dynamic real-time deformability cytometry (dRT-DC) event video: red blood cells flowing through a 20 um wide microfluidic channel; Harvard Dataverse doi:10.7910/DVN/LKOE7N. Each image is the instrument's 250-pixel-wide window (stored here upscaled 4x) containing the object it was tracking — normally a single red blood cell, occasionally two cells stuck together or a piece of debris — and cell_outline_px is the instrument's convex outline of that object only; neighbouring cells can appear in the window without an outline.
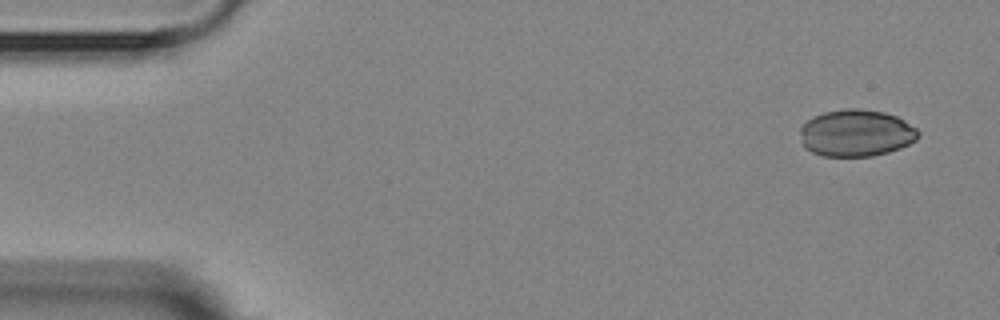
{"species": "Egyptian fruit bat (a non-hibernating species)", "species_latin": "Rousettus aegyptiacus", "temperature_condition": "room temperature", "stored_images_in_passage": 7, "camera_frame_rate_fps": 3000, "um_per_image_px": 0.085, "animal": {"sex": "female"}, "frame": {"image": 1, "passage_image": 1, "time_ms": 0.0, "image_size_px": [1000, 320], "cell_outline_px": [[920, 136], [916, 140], [900, 148], [888, 152], [872, 156], [824, 156], [812, 152], [804, 148], [800, 132], [800, 128], [812, 116], [824, 112], [848, 108], [856, 108], [884, 112], [896, 116], [904, 120], [916, 128], [920, 132]], "centroid_in_image_um": [72.78, 11.31], "position_along_channel_um": 12.2, "area_um2": 32.37}}
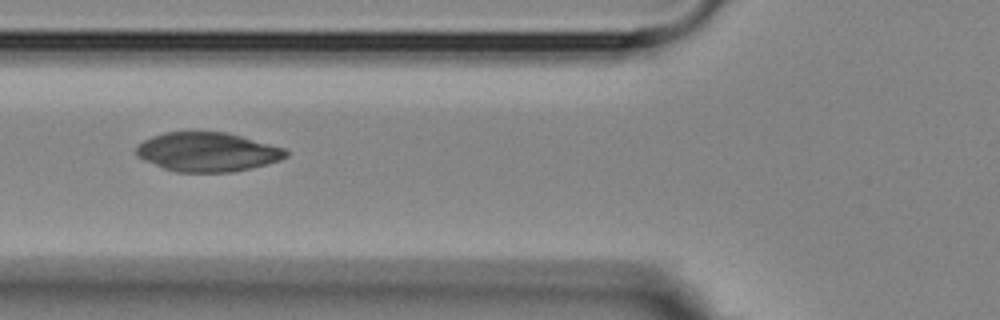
{"frame": {"image": 2, "passage_image": 6, "time_ms": 5.667, "image_size_px": [1000, 320], "cell_outline_px": [[288, 156], [280, 160], [232, 172], [176, 172], [164, 168], [144, 160], [136, 156], [136, 148], [144, 140], [152, 136], [164, 132], [228, 132], [284, 148], [288, 152]], "centroid_in_image_um": [17.62, 12.91], "position_along_channel_um": 108.2, "area_um2": 33.93}}
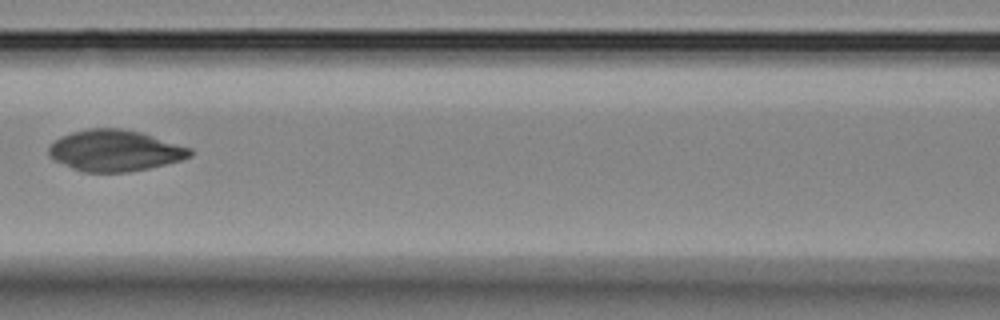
{"frame": {"image": 3, "passage_image": 7, "time_ms": 7.0, "image_size_px": [1000, 320], "cell_outline_px": [[192, 156], [180, 160], [148, 168], [128, 172], [84, 172], [72, 168], [48, 156], [48, 148], [60, 136], [72, 132], [88, 128], [120, 128], [140, 132], [192, 148]], "centroid_in_image_um": [9.76, 12.79], "position_along_channel_um": 156.8, "area_um2": 33.76}}